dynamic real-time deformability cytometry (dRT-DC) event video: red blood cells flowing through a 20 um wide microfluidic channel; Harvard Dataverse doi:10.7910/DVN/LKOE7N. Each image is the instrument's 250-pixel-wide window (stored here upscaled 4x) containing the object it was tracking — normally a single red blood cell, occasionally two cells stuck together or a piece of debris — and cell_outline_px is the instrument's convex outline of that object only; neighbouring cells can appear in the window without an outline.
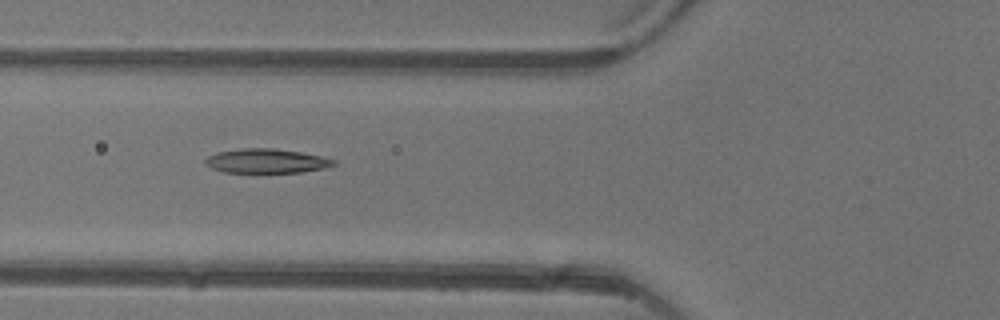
{"species": "common noctule bat (a hibernating species)", "species_latin": "Nyctalus noctula", "temperature_condition": "warm", "stored_images_in_passage": 5, "camera_frame_rate_fps": 3000, "um_per_image_px": 0.085, "animal": {"sex": "female"}, "frame": {"image": 1, "passage_image": 5, "time_ms": 5.333, "image_size_px": [1000, 320], "cell_outline_px": [[336, 164], [324, 168], [300, 172], [224, 172], [212, 168], [204, 164], [204, 160], [208, 156], [216, 152], [244, 148], [272, 148], [300, 152], [320, 156], [336, 160]], "centroid_in_image_um": [22.61, 13.68], "position_along_channel_um": 103.2, "area_um2": 18.03}}